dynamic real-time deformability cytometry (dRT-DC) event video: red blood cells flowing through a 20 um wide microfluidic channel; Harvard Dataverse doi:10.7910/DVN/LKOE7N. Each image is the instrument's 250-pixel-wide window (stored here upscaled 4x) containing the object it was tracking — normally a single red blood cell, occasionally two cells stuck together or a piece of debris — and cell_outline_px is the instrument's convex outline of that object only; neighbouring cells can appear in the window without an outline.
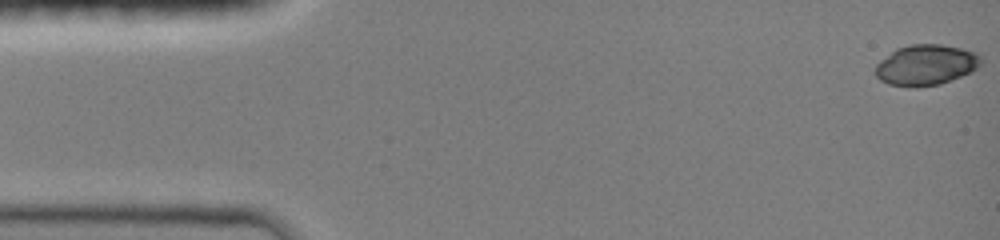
{"species": "common noctule bat (a hibernating species)", "species_latin": "Nyctalus noctula", "temperature_condition": "room temperature", "stored_images_in_passage": 16, "camera_frame_rate_fps": 3000, "um_per_image_px": 0.085, "animal": {"sex": "female", "body_mass_g": 19.0, "forearm_length_mm": 51.5}, "frame": {"image": 1, "passage_image": 1, "time_ms": 0.0, "image_size_px": [1000, 240], "cell_outline_px": [[980, 64], [972, 72], [940, 84], [912, 88], [888, 84], [880, 80], [876, 76], [876, 64], [880, 60], [896, 48], [908, 44], [940, 44], [960, 48], [976, 52], [980, 56]], "centroid_in_image_um": [78.68, 5.52], "position_along_channel_um": 6.3, "area_um2": 25.09}}
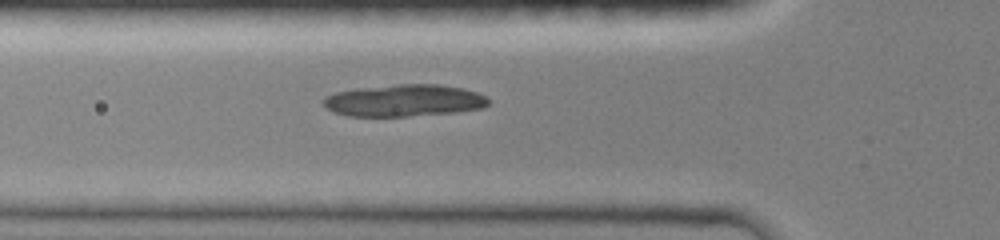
{"frame": {"image": 2, "passage_image": 10, "time_ms": 5.0, "image_size_px": [1000, 240], "cell_outline_px": [[488, 104], [480, 108], [452, 112], [408, 116], [348, 116], [332, 112], [324, 104], [324, 96], [336, 92], [360, 88], [396, 84], [440, 84], [464, 88], [488, 96]], "centroid_in_image_um": [34.35, 8.53], "position_along_channel_um": 91.5, "area_um2": 30.63}}
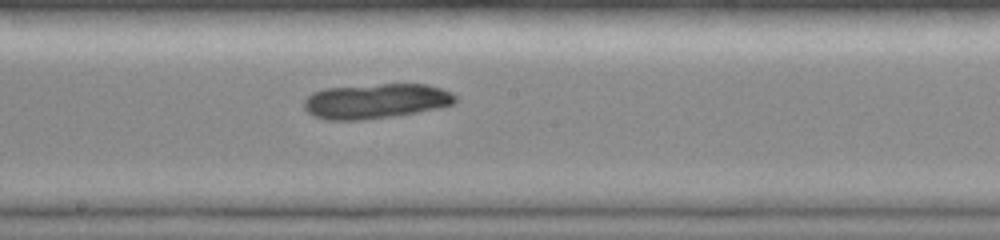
{"frame": {"image": 3, "passage_image": 16, "time_ms": 8.0, "image_size_px": [1000, 240], "cell_outline_px": [[456, 104], [416, 112], [392, 116], [360, 120], [324, 120], [312, 116], [304, 108], [304, 100], [312, 92], [324, 88], [380, 84], [424, 84], [440, 88], [452, 92], [456, 96]], "centroid_in_image_um": [31.91, 8.59], "position_along_channel_um": 216.3, "area_um2": 30.87}}